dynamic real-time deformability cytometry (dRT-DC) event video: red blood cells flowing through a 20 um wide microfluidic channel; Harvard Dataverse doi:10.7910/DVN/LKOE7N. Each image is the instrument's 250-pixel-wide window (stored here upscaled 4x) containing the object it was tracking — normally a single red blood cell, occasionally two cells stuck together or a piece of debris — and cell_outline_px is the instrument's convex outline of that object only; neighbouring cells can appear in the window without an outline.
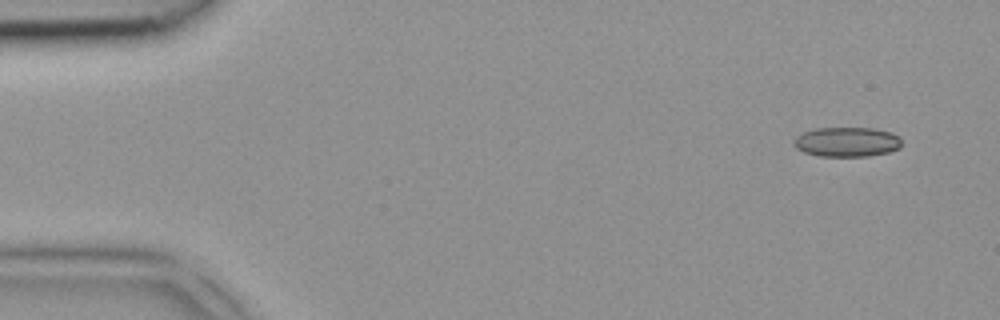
{"species": "common noctule bat (a hibernating species)", "species_latin": "Nyctalus noctula", "temperature_condition": "room temperature", "stored_images_in_passage": 3, "camera_frame_rate_fps": 3000, "um_per_image_px": 0.085, "animal": {"sex": "female", "body_mass_g": 18.4}, "frame": {"image": 1, "passage_image": 1, "time_ms": 0.0, "image_size_px": [1000, 320], "cell_outline_px": [[900, 148], [888, 152], [868, 156], [820, 156], [804, 152], [796, 148], [792, 144], [792, 140], [796, 136], [804, 132], [816, 128], [872, 128], [892, 132], [900, 136]], "centroid_in_image_um": [71.97, 12.06], "position_along_channel_um": 13.0, "area_um2": 18.73}}
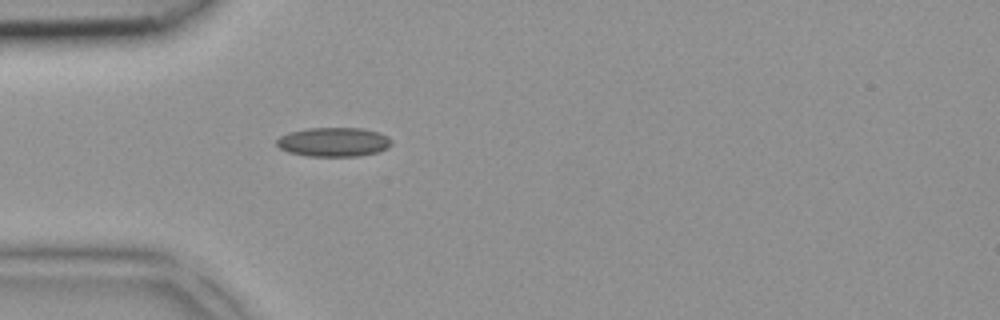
{"frame": {"image": 2, "passage_image": 3, "time_ms": 0.667, "image_size_px": [1000, 320], "cell_outline_px": [[392, 144], [388, 148], [376, 152], [356, 156], [308, 156], [288, 152], [280, 148], [276, 144], [276, 140], [280, 136], [288, 132], [308, 128], [364, 128], [380, 132], [388, 136], [392, 140]], "centroid_in_image_um": [28.37, 12.06], "position_along_channel_um": 56.6, "area_um2": 19.65}}